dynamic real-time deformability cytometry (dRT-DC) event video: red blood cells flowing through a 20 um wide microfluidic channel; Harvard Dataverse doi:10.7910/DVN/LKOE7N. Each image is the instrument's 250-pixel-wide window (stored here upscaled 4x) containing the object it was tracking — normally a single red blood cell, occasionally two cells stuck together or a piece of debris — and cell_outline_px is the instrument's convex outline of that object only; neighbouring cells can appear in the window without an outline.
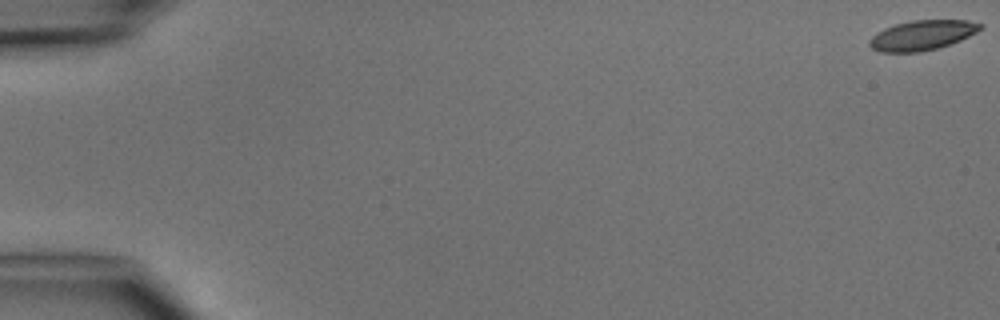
{"species": "common noctule bat (a hibernating species)", "species_latin": "Nyctalus noctula", "temperature_condition": "cold", "stored_images_in_passage": 5, "camera_frame_rate_fps": 3000, "um_per_image_px": 0.085, "animal": {"sex": "male", "body_mass_g": 15.6}, "frame": {"image": 1, "passage_image": 1, "time_ms": 0.0, "image_size_px": [1000, 320], "cell_outline_px": [[984, 28], [960, 40], [936, 48], [920, 52], [880, 52], [872, 48], [868, 44], [868, 40], [876, 32], [884, 28], [896, 24], [912, 20], [968, 20], [984, 24]], "centroid_in_image_um": [78.37, 2.98], "position_along_channel_um": 6.6, "area_um2": 19.31}}